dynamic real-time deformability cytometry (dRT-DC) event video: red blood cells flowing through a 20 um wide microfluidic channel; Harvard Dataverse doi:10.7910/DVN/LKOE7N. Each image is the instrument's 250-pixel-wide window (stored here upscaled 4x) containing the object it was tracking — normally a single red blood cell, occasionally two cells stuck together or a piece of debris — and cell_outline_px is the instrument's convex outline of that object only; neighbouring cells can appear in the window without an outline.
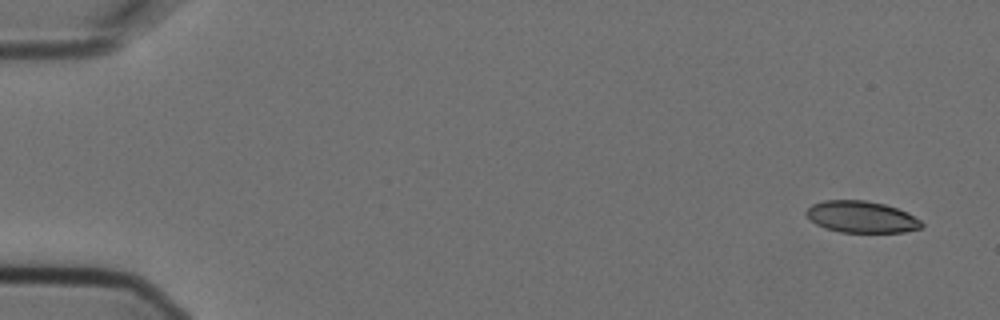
{"species": "Egyptian fruit bat (a non-hibernating species)", "species_latin": "Rousettus aegyptiacus", "temperature_condition": "cold", "stored_images_in_passage": 5, "camera_frame_rate_fps": 3000, "um_per_image_px": 0.085, "animal": {"sex": "female"}, "frame": {"image": 1, "passage_image": 1, "time_ms": 0.0, "image_size_px": [1000, 320], "cell_outline_px": [[924, 224], [920, 228], [904, 232], [840, 232], [824, 228], [816, 224], [804, 212], [812, 204], [824, 200], [864, 200], [884, 204], [908, 212], [920, 220]], "centroid_in_image_um": [73.22, 18.43], "position_along_channel_um": 11.8, "area_um2": 21.21}}
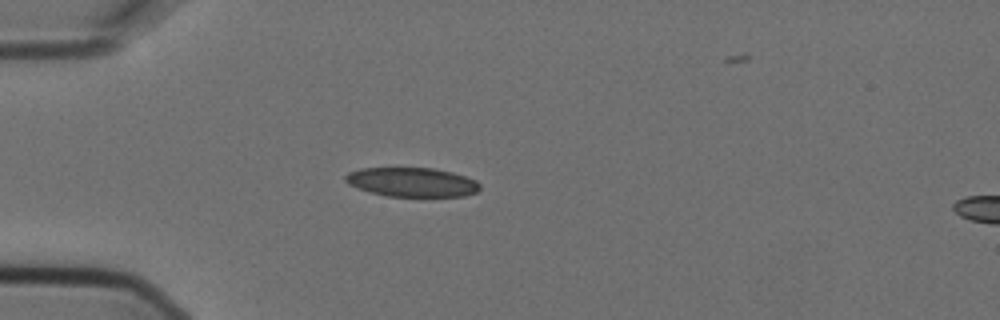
{"frame": {"image": 2, "passage_image": 4, "time_ms": 1.0, "image_size_px": [1000, 320], "cell_outline_px": [[480, 188], [476, 192], [464, 196], [388, 196], [372, 192], [348, 184], [344, 180], [344, 176], [348, 172], [360, 168], [432, 168], [452, 172], [476, 180], [480, 184]], "centroid_in_image_um": [35.01, 15.47], "position_along_channel_um": 50.0, "area_um2": 22.72}}